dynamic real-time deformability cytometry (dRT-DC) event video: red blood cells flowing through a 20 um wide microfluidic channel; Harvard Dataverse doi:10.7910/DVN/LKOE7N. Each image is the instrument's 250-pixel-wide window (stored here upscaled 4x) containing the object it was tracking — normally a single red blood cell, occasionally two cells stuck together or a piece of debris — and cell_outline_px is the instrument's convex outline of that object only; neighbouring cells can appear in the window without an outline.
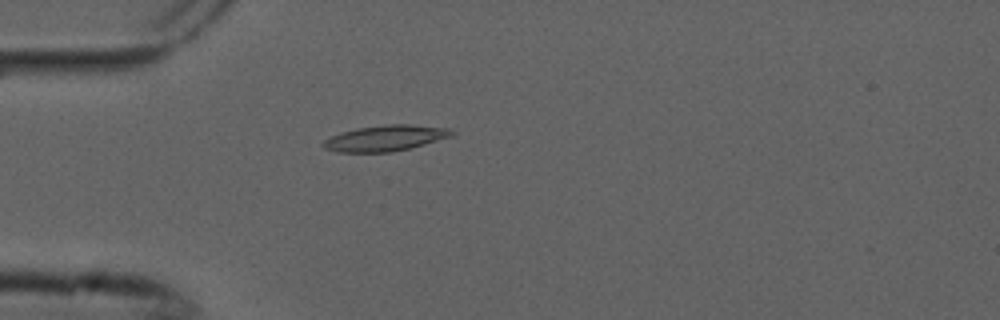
{"species": "common noctule bat (a hibernating species)", "species_latin": "Nyctalus noctula", "temperature_condition": "cold", "stored_images_in_passage": 4, "camera_frame_rate_fps": 3000, "um_per_image_px": 0.085, "animal": {"sex": "male", "forearm_length_mm": 52.5}, "frame": {"image": 1, "passage_image": 4, "time_ms": 1.0, "image_size_px": [1000, 320], "cell_outline_px": [[456, 132], [452, 136], [408, 148], [392, 152], [336, 152], [324, 148], [320, 144], [324, 140], [340, 132], [356, 128], [388, 124], [408, 124], [448, 128]], "centroid_in_image_um": [32.71, 11.74], "position_along_channel_um": 52.3, "area_um2": 19.25}}